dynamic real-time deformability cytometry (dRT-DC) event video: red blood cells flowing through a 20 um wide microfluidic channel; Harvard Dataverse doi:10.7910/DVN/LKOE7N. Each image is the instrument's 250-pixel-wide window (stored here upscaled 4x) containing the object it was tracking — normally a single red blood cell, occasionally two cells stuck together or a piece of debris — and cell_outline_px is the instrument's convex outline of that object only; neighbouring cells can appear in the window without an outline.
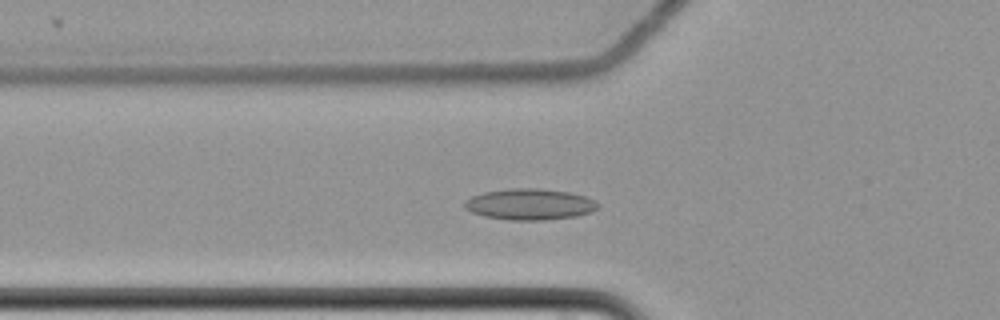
{"species": "common noctule bat (a hibernating species)", "species_latin": "Nyctalus noctula", "temperature_condition": "cold", "stored_images_in_passage": 52, "camera_frame_rate_fps": 3000, "um_per_image_px": 0.085, "animal": {"sex": "female", "body_mass_g": 22.7, "forearm_length_mm": 54.2}, "frame": {"image": 1, "passage_image": 20, "time_ms": 6.333, "image_size_px": [1000, 320], "cell_outline_px": [[600, 208], [592, 212], [576, 216], [544, 220], [512, 220], [484, 216], [472, 212], [464, 208], [464, 200], [472, 196], [484, 192], [508, 188], [536, 188], [568, 192], [584, 196], [596, 200], [600, 204]], "centroid_in_image_um": [45.05, 17.36], "position_along_channel_um": 80.8, "area_um2": 24.33}}
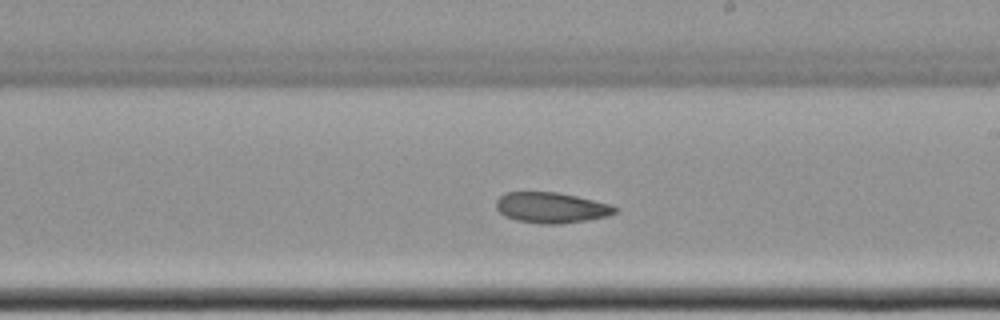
{"frame": {"image": 2, "passage_image": 34, "time_ms": 11.0, "image_size_px": [1000, 320], "cell_outline_px": [[620, 208], [616, 212], [608, 216], [588, 220], [560, 224], [540, 224], [516, 220], [504, 216], [496, 208], [496, 200], [504, 192], [556, 192], [576, 196], [608, 204]], "centroid_in_image_um": [46.84, 17.66], "position_along_channel_um": 242.2, "area_um2": 21.27}}
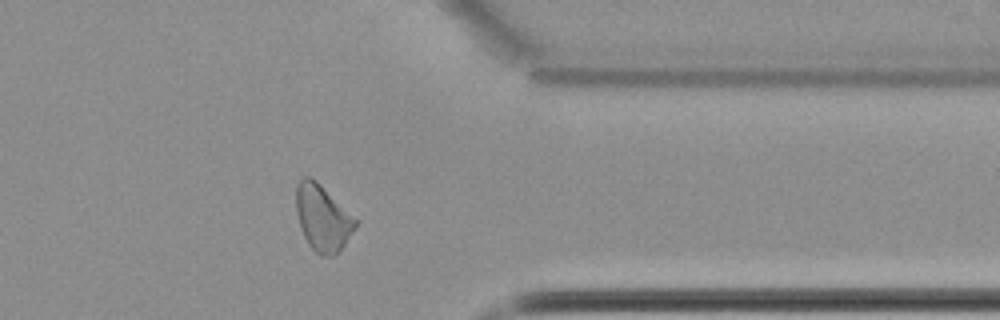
{"frame": {"image": 3, "passage_image": 47, "time_ms": 15.333, "image_size_px": [1000, 320], "cell_outline_px": [[360, 220], [356, 228], [344, 244], [332, 256], [320, 256], [308, 244], [304, 236], [296, 212], [296, 184], [304, 176], [312, 176]], "centroid_in_image_um": [27.45, 18.48], "position_along_channel_um": 384.0, "area_um2": 23.12}}